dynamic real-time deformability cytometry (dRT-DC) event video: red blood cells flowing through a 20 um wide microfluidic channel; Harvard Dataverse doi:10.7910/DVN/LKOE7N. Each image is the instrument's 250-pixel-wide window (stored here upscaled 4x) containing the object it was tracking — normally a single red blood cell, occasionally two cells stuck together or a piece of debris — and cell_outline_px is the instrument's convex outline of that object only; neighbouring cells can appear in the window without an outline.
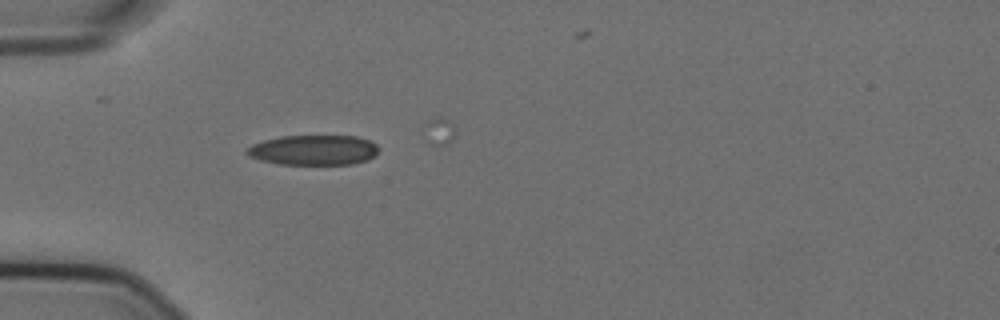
{"species": "Egyptian fruit bat (a non-hibernating species)", "species_latin": "Rousettus aegyptiacus", "temperature_condition": "cold", "stored_images_in_passage": 3, "camera_frame_rate_fps": 3000, "um_per_image_px": 0.085, "animal": {"sex": "female"}, "frame": {"image": 1, "passage_image": 1, "time_ms": 0.0, "image_size_px": [1000, 320], "cell_outline_px": [[376, 152], [368, 160], [352, 164], [280, 164], [260, 160], [248, 156], [244, 152], [252, 144], [264, 140], [280, 136], [356, 136], [368, 140], [376, 144]], "centroid_in_image_um": [26.6, 12.75], "position_along_channel_um": 58.4, "area_um2": 22.95}}